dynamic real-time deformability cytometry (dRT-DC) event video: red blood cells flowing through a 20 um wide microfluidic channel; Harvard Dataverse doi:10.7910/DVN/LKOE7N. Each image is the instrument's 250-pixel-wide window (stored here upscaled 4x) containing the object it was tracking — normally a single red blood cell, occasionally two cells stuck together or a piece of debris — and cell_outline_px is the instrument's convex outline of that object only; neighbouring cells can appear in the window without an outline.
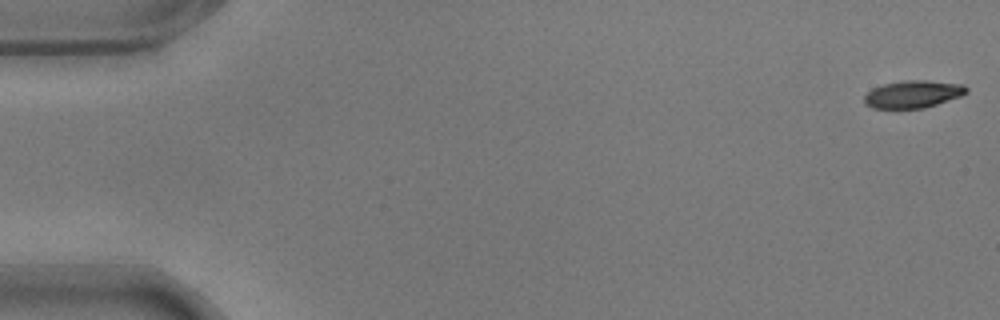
{"species": "common noctule bat (a hibernating species)", "species_latin": "Nyctalus noctula", "temperature_condition": "warm", "stored_images_in_passage": 57, "camera_frame_rate_fps": 3000, "um_per_image_px": 0.085, "animal": {"sex": "male", "body_mass_g": 17.9}, "frame": {"image": 1, "passage_image": 1, "time_ms": 0.0, "image_size_px": [1000, 320], "cell_outline_px": [[968, 92], [960, 96], [924, 108], [896, 112], [872, 108], [864, 104], [864, 96], [872, 88], [884, 84], [904, 80], [928, 80], [964, 84], [968, 88]], "centroid_in_image_um": [77.54, 8.05], "position_along_channel_um": 7.5, "area_um2": 17.11}}
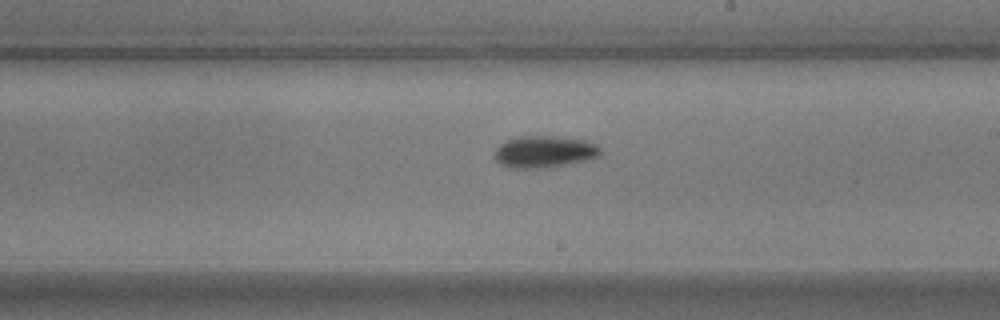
{"frame": {"image": 2, "passage_image": 33, "time_ms": 10.667, "image_size_px": [1000, 320], "cell_outline_px": [[600, 156], [592, 160], [552, 168], [508, 168], [500, 164], [496, 160], [496, 148], [500, 144], [516, 136], [552, 136], [584, 140], [596, 144], [600, 148]], "centroid_in_image_um": [46.31, 12.92], "position_along_channel_um": 242.7, "area_um2": 20.0}}
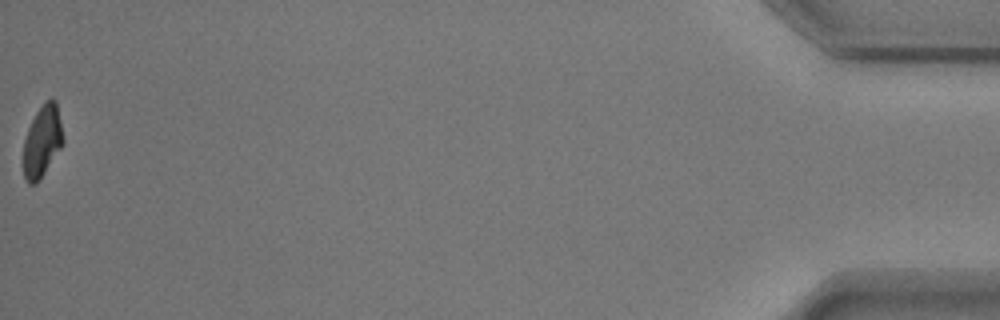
{"frame": {"image": 3, "passage_image": 57, "time_ms": 18.667, "image_size_px": [1000, 320], "cell_outline_px": [[64, 144], [36, 184], [28, 184], [24, 176], [24, 140], [28, 128], [36, 112], [44, 100], [52, 96], [56, 100], [64, 140]], "centroid_in_image_um": [3.61, 11.96], "position_along_channel_um": 431.6, "area_um2": 16.65}, "authors_computed_cell_mechanics": {"area_um2": 17.8602, "velocity_mm_per_s": 3.5714, "shape_relaxation_time_tau1_ms": 3.0046, "shape_relaxation_time_tau2_ms": 4.6473, "deformation_change_tau1": 0.1376, "deformation_change_tau2": 0.0898}}